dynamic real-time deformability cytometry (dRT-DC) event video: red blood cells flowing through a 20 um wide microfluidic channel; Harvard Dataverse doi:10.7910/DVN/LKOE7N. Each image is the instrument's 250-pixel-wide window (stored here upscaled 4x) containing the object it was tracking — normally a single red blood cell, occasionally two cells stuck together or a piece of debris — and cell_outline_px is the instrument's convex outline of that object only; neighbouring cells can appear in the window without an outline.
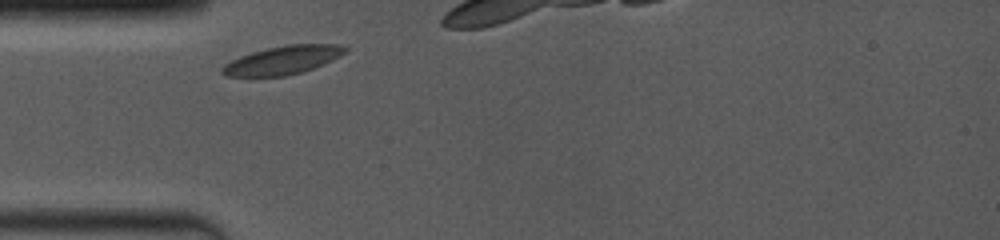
{"species": "common noctule bat (a hibernating species)", "species_latin": "Nyctalus noctula", "temperature_condition": "room temperature", "stored_images_in_passage": 3, "camera_frame_rate_fps": 4000, "um_per_image_px": 0.085, "animal": {"sex": "female", "body_mass_g": 19.0, "forearm_length_mm": 53.3}, "frame": {"image": 1, "passage_image": 1, "time_ms": 0.0, "image_size_px": [1000, 240], "cell_outline_px": [[348, 48], [344, 52], [332, 60], [324, 64], [304, 72], [288, 76], [228, 76], [220, 72], [220, 68], [224, 64], [240, 56], [252, 52], [268, 48], [288, 44], [340, 44]], "centroid_in_image_um": [24.03, 5.12], "position_along_channel_um": 61.0, "area_um2": 20.35}}